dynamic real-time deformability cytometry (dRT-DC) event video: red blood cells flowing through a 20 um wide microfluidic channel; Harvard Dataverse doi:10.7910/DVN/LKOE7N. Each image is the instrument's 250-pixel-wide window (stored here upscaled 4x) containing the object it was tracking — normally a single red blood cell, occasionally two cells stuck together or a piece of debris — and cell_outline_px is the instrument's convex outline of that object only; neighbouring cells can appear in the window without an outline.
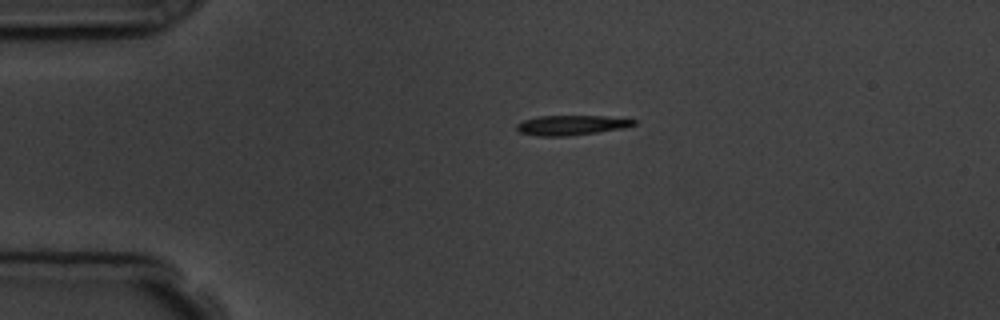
{"species": "common noctule bat (a hibernating species)", "species_latin": "Nyctalus noctula", "temperature_condition": "room temperature", "stored_images_in_passage": 2, "camera_frame_rate_fps": 3000, "um_per_image_px": 0.085, "animal": {"sex": "male", "body_mass_g": 19.5, "forearm_length_mm": 54.6}, "frame": {"image": 1, "passage_image": 1, "time_ms": 0.0, "image_size_px": [1000, 320], "cell_outline_px": [[636, 124], [624, 128], [596, 132], [564, 136], [540, 136], [520, 132], [516, 128], [516, 124], [524, 120], [540, 116], [604, 116], [636, 120]], "centroid_in_image_um": [48.56, 10.63], "position_along_channel_um": 36.4, "area_um2": 13.29}}